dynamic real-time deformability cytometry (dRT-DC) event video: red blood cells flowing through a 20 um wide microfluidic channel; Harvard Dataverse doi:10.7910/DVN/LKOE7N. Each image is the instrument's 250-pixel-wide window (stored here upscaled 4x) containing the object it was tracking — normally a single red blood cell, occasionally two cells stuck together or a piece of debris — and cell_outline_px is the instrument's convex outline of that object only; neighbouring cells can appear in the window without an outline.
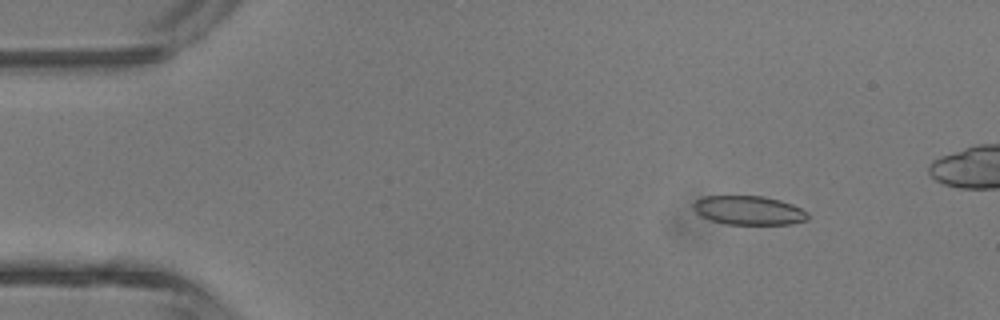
{"species": "common noctule bat (a hibernating species)", "species_latin": "Nyctalus noctula", "temperature_condition": "room temperature", "stored_images_in_passage": 5, "camera_frame_rate_fps": 3000, "um_per_image_px": 0.085, "animal": {"sex": "male", "body_mass_g": 13.3}, "frame": {"image": 1, "passage_image": 2, "time_ms": 1.0, "image_size_px": [1000, 320], "cell_outline_px": [[808, 220], [792, 224], [724, 224], [700, 216], [692, 208], [692, 204], [696, 200], [704, 196], [764, 196], [780, 200], [792, 204], [808, 212]], "centroid_in_image_um": [63.64, 17.88], "position_along_channel_um": 21.4, "area_um2": 19.42}}